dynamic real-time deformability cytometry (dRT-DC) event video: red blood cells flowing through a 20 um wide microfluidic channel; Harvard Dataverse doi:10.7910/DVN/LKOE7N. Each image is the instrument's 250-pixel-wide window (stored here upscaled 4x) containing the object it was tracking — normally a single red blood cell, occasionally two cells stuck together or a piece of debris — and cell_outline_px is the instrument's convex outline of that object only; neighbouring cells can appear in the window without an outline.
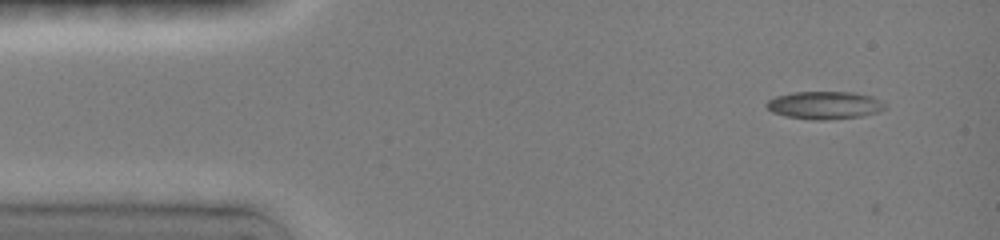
{"species": "common noctule bat (a hibernating species)", "species_latin": "Nyctalus noctula", "temperature_condition": "room temperature", "stored_images_in_passage": 4, "camera_frame_rate_fps": 3000, "um_per_image_px": 0.085, "animal": {"sex": "female", "body_mass_g": 19.0, "forearm_length_mm": 51.5}, "frame": {"image": 1, "passage_image": 1, "time_ms": 0.0, "image_size_px": [1000, 240], "cell_outline_px": [[884, 108], [880, 112], [864, 116], [824, 120], [812, 120], [784, 116], [772, 112], [764, 104], [768, 100], [776, 96], [792, 92], [852, 92], [872, 96], [880, 100], [884, 104]], "centroid_in_image_um": [70.07, 8.95], "position_along_channel_um": 14.9, "area_um2": 19.31}}